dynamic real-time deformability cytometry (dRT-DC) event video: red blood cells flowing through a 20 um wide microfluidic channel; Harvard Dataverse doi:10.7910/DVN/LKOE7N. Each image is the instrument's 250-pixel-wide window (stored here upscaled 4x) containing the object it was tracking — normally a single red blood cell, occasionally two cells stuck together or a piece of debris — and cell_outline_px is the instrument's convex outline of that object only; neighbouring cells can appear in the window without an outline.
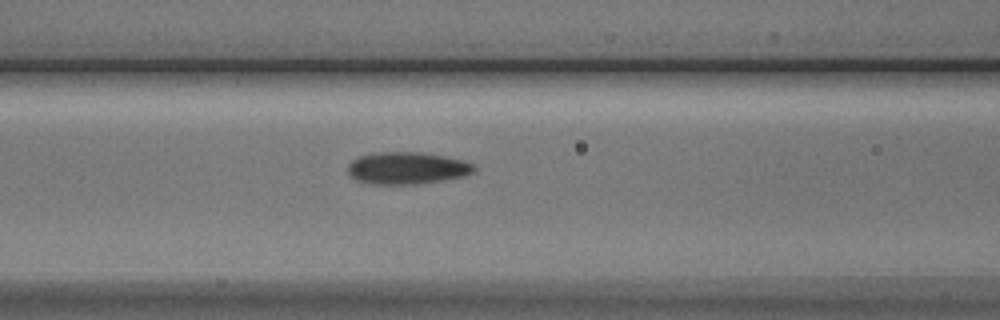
{"species": "Egyptian fruit bat (a non-hibernating species)", "species_latin": "Rousettus aegyptiacus", "temperature_condition": "cold", "stored_images_in_passage": 7, "camera_frame_rate_fps": 3000, "um_per_image_px": 0.085, "animal": {"sex": "male"}, "frame": {"image": 1, "passage_image": 7, "time_ms": 8.0, "image_size_px": [1000, 320], "cell_outline_px": [[476, 172], [464, 176], [444, 180], [416, 184], [368, 184], [356, 180], [348, 172], [348, 164], [352, 160], [360, 156], [376, 152], [420, 152], [444, 156], [464, 160], [472, 164], [476, 168]], "centroid_in_image_um": [34.61, 14.29], "position_along_channel_um": 132.0, "area_um2": 23.76}}